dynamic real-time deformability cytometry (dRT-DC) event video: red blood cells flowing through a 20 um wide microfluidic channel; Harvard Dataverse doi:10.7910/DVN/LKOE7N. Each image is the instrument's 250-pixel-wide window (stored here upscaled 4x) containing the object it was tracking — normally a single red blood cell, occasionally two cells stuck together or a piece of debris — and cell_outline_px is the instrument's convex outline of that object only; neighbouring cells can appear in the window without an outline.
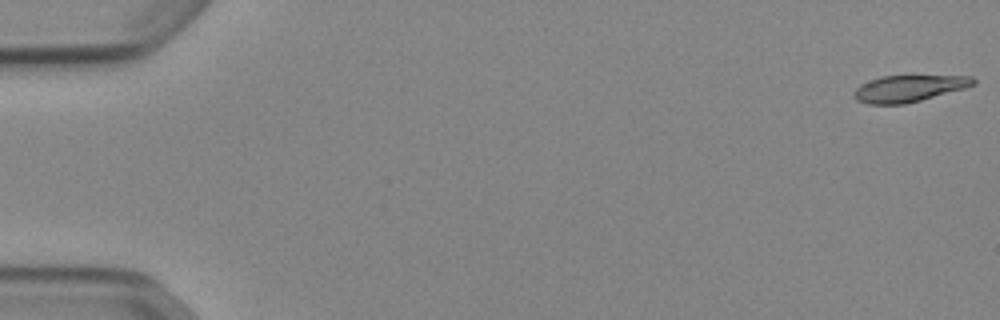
{"species": "Egyptian fruit bat (a non-hibernating species)", "species_latin": "Rousettus aegyptiacus", "temperature_condition": "cold", "stored_images_in_passage": 53, "camera_frame_rate_fps": 3000, "um_per_image_px": 0.085, "animal": {"sex": "female"}, "frame": {"image": 1, "passage_image": 1, "time_ms": 0.0, "image_size_px": [1000, 320], "cell_outline_px": [[976, 84], [964, 88], [920, 100], [904, 104], [868, 104], [856, 100], [852, 96], [852, 92], [860, 84], [880, 76], [972, 76], [976, 80]], "centroid_in_image_um": [77.2, 7.52], "position_along_channel_um": 7.8, "area_um2": 18.44}}
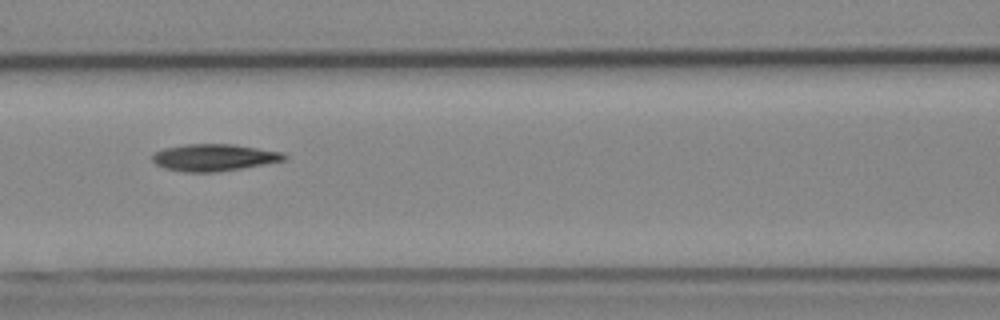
{"frame": {"image": 2, "passage_image": 24, "time_ms": 7.667, "image_size_px": [1000, 320], "cell_outline_px": [[288, 160], [216, 172], [184, 172], [164, 168], [156, 164], [152, 160], [152, 156], [156, 152], [164, 148], [184, 144], [232, 144], [284, 152], [288, 156]], "centroid_in_image_um": [18.22, 13.38], "position_along_channel_um": 148.4, "area_um2": 20.75}}
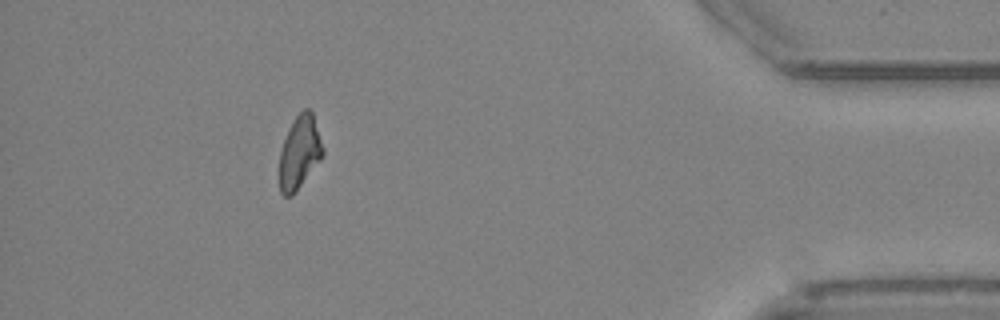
{"frame": {"image": 3, "passage_image": 48, "time_ms": 15.667, "image_size_px": [1000, 320], "cell_outline_px": [[324, 152], [320, 160], [292, 196], [284, 196], [280, 192], [280, 152], [284, 140], [296, 116], [304, 108], [308, 108], [312, 112], [324, 148]], "centroid_in_image_um": [25.47, 12.96], "position_along_channel_um": 409.7, "area_um2": 18.09}, "authors_computed_cell_mechanics": {"area_um2": 19.8832, "velocity_mm_per_s": 3.8864, "shape_relaxation_time_tau1_ms": null, "shape_relaxation_time_tau2_ms": 7.7438, "deformation_change_tau1": null, "deformation_change_tau2": 0.1751}}